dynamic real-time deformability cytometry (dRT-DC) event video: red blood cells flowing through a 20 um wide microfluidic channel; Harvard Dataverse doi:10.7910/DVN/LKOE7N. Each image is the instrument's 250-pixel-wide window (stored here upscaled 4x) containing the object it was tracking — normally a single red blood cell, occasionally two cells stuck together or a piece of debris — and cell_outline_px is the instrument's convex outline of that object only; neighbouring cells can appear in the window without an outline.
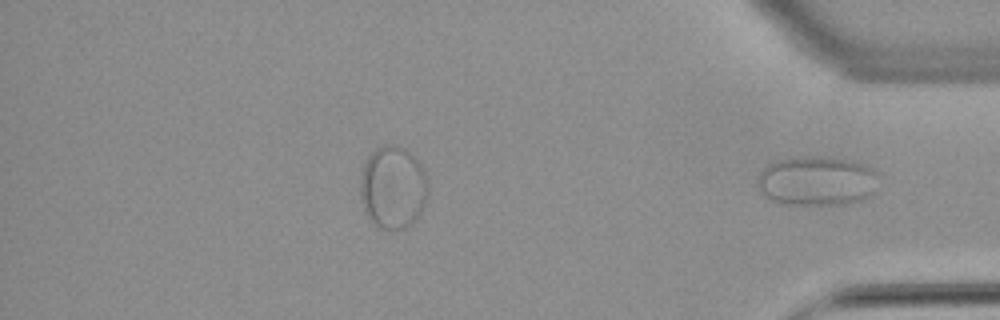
{"species": "common noctule bat (a hibernating species)", "species_latin": "Nyctalus noctula", "temperature_condition": "warm", "stored_images_in_passage": 42, "segment_of_instrument_passage": [2, 2], "camera_frame_rate_fps": 3000, "um_per_image_px": 0.085, "animal": {"sex": "female", "body_mass_g": 22.7, "forearm_length_mm": 54.2}, "frame": {"image": 1, "passage_image": 42, "time_ms": 13.667, "image_size_px": [1000, 320], "cell_outline_px": [[876, 172], [872, 192], [868, 196], [852, 204], [784, 204], [772, 200], [764, 196], [760, 192], [760, 172], [768, 164], [776, 160], [792, 156], [824, 156], [848, 160], [868, 164]], "centroid_in_image_um": [69.41, 15.36], "position_along_channel_um": 365.8, "area_um2": 34.85}}